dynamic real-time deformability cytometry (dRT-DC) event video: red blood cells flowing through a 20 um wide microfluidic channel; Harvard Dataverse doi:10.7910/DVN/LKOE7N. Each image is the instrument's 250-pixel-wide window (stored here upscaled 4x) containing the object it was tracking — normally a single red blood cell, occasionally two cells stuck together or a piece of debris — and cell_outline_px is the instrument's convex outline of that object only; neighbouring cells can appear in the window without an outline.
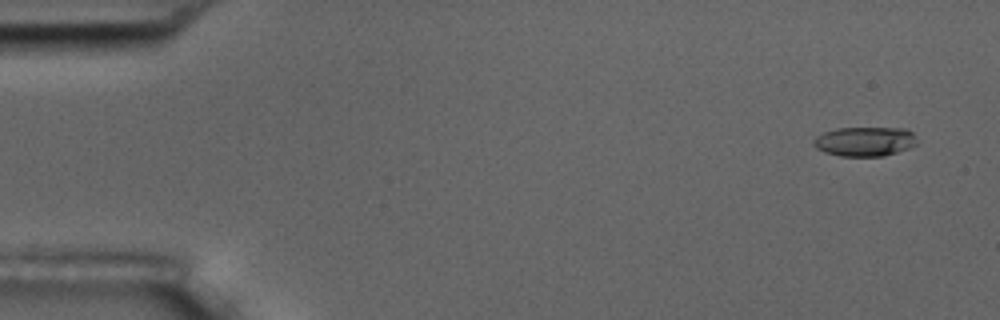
{"species": "common noctule bat (a hibernating species)", "species_latin": "Nyctalus noctula", "temperature_condition": "room temperature", "stored_images_in_passage": 5, "camera_frame_rate_fps": 3000, "um_per_image_px": 0.085, "animal": {"sex": "male", "body_mass_g": 17.5, "forearm_length_mm": 52.3}, "frame": {"image": 1, "passage_image": 1, "time_ms": 0.0, "image_size_px": [1000, 320], "cell_outline_px": [[916, 144], [908, 148], [884, 156], [840, 156], [824, 152], [816, 148], [812, 144], [816, 136], [824, 132], [836, 128], [908, 128], [912, 132]], "centroid_in_image_um": [73.47, 12.02], "position_along_channel_um": 11.5, "area_um2": 17.69}}
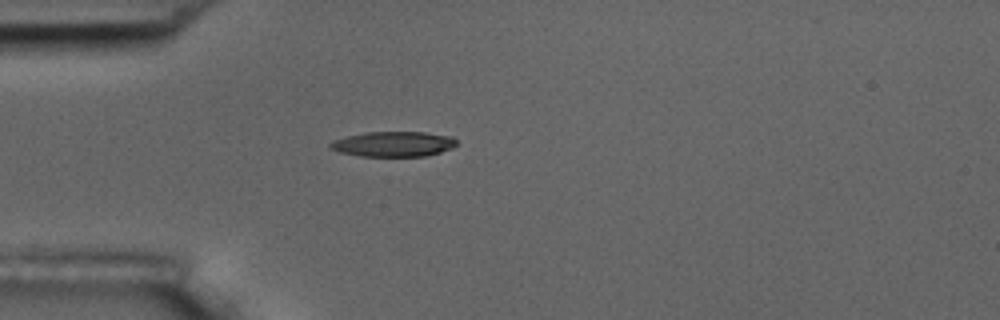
{"frame": {"image": 2, "passage_image": 4, "time_ms": 4.333, "image_size_px": [1000, 320], "cell_outline_px": [[456, 144], [452, 148], [440, 152], [424, 156], [360, 156], [340, 152], [328, 148], [328, 144], [336, 140], [348, 136], [364, 132], [424, 132], [452, 136], [456, 140]], "centroid_in_image_um": [33.44, 12.24], "position_along_channel_um": 51.6, "area_um2": 18.44}}